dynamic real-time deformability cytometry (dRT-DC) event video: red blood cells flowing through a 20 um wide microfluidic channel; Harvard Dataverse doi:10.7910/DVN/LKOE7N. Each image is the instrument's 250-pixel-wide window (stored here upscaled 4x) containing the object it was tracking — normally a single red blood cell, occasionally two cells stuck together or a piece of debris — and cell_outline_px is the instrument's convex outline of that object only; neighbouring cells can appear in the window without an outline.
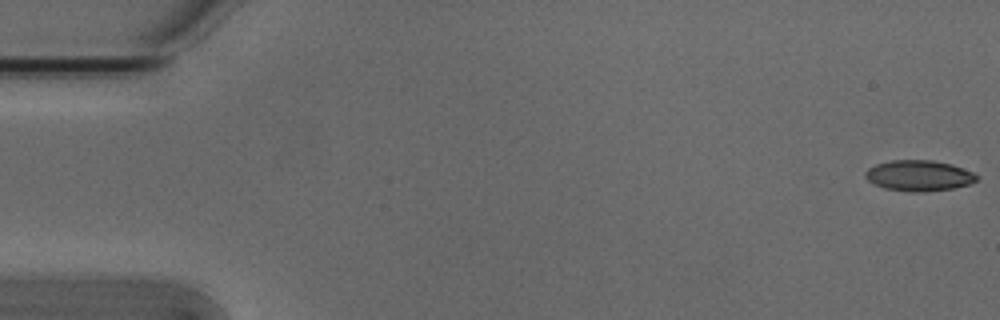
{"species": "Egyptian fruit bat (a non-hibernating species)", "species_latin": "Rousettus aegyptiacus", "temperature_condition": "cold", "stored_images_in_passage": 54, "camera_frame_rate_fps": 3000, "um_per_image_px": 0.085, "animal": {"sex": "male"}, "frame": {"image": 1, "passage_image": 1, "time_ms": 0.0, "image_size_px": [1000, 320], "cell_outline_px": [[980, 176], [972, 184], [952, 188], [924, 192], [912, 192], [884, 188], [868, 180], [864, 176], [864, 172], [868, 168], [876, 164], [892, 160], [932, 160], [952, 164], [972, 172]], "centroid_in_image_um": [78.12, 14.92], "position_along_channel_um": 6.9, "area_um2": 20.0}}
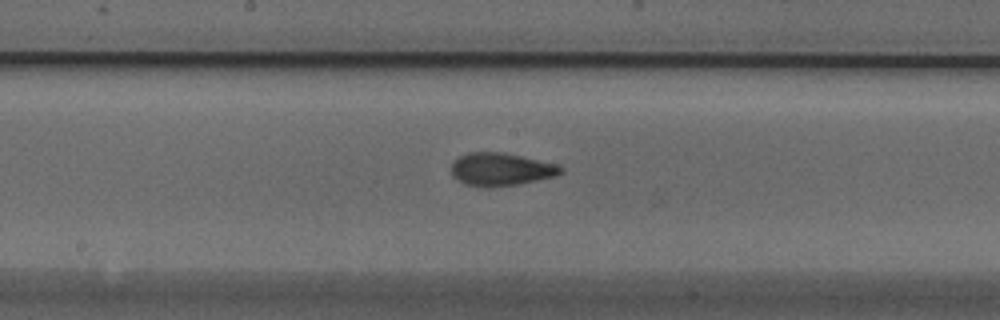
{"frame": {"image": 2, "passage_image": 28, "time_ms": 9.0, "image_size_px": [1000, 320], "cell_outline_px": [[564, 172], [556, 176], [520, 184], [488, 188], [464, 184], [452, 176], [452, 164], [460, 156], [468, 152], [504, 152], [560, 164], [564, 168]], "centroid_in_image_um": [42.63, 14.4], "position_along_channel_um": 205.6, "area_um2": 21.33}}
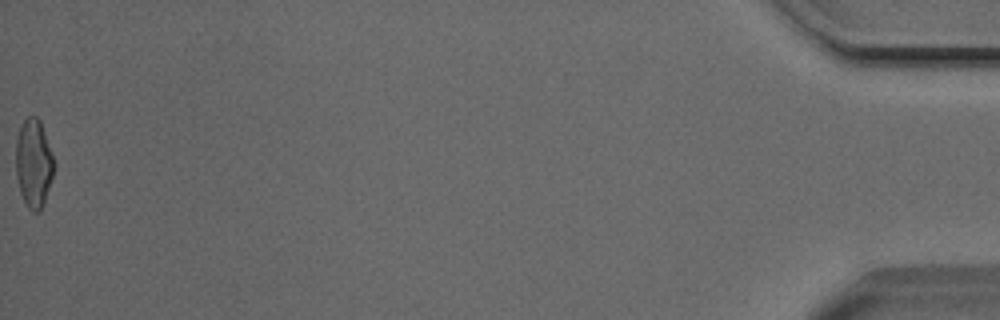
{"frame": {"image": 3, "passage_image": 54, "time_ms": 17.667, "image_size_px": [1000, 320], "cell_outline_px": [[56, 164], [40, 212], [32, 212], [28, 208], [20, 192], [16, 176], [16, 140], [20, 128], [24, 120], [28, 116], [36, 116], [40, 120]], "centroid_in_image_um": [2.86, 13.87], "position_along_channel_um": 432.3, "area_um2": 19.54}, "authors_computed_cell_mechanics": {"area_um2": 19.941, "velocity_mm_per_s": 3.8476, "shape_relaxation_time_tau1_ms": 3.8561, "shape_relaxation_time_tau2_ms": 1.5487, "deformation_change_tau1": 0.1385, "deformation_change_tau2": 0.0725}}